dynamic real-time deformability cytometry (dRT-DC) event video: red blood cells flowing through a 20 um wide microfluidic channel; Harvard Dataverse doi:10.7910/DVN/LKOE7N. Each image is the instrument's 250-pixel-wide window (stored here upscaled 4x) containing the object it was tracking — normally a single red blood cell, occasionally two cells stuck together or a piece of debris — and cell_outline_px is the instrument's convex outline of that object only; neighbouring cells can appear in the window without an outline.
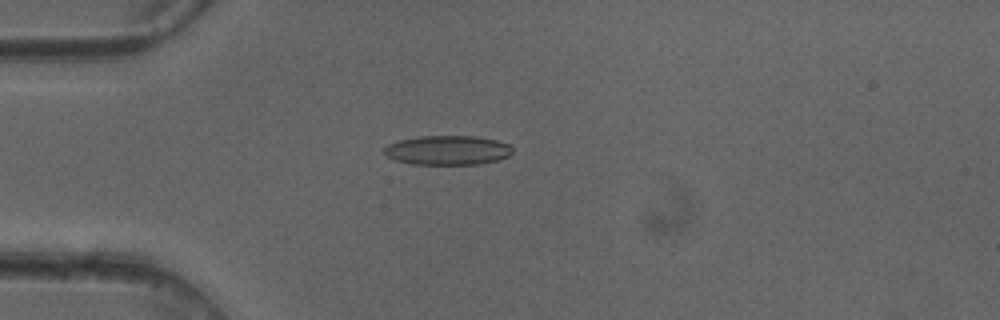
{"species": "common noctule bat (a hibernating species)", "species_latin": "Nyctalus noctula", "temperature_condition": "cold", "stored_images_in_passage": 51, "camera_frame_rate_fps": 3000, "um_per_image_px": 0.085, "animal": {"sex": "female"}, "frame": {"image": 1, "passage_image": 14, "time_ms": 4.333, "image_size_px": [1000, 320], "cell_outline_px": [[512, 152], [508, 156], [496, 160], [480, 164], [412, 164], [396, 160], [388, 156], [384, 152], [384, 148], [388, 144], [400, 140], [420, 136], [476, 136], [496, 140], [508, 144], [512, 148]], "centroid_in_image_um": [38.05, 12.76], "position_along_channel_um": 47.0, "area_um2": 21.79}}
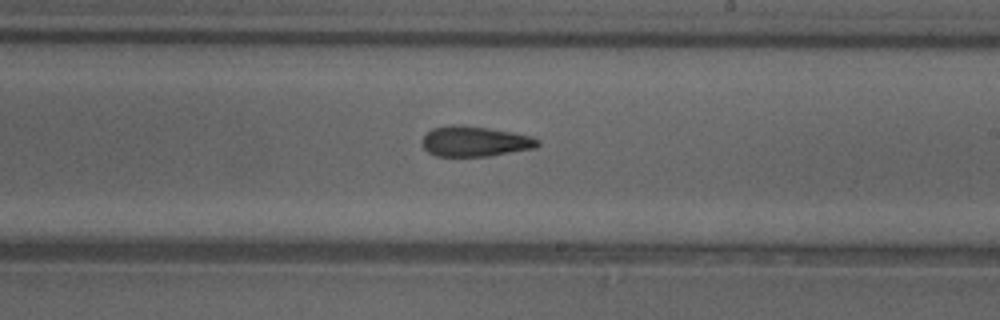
{"frame": {"image": 2, "passage_image": 30, "time_ms": 9.667, "image_size_px": [1000, 320], "cell_outline_px": [[540, 144], [536, 148], [488, 156], [436, 156], [428, 152], [424, 148], [420, 140], [432, 128], [452, 124], [464, 124], [512, 132], [532, 136], [540, 140]], "centroid_in_image_um": [40.36, 12.01], "position_along_channel_um": 248.6, "area_um2": 20.63}}
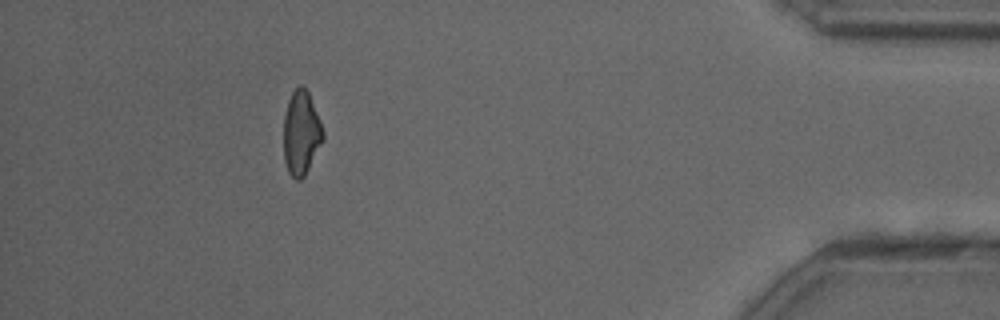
{"frame": {"image": 3, "passage_image": 46, "time_ms": 15.0, "image_size_px": [1000, 320], "cell_outline_px": [[324, 140], [304, 176], [300, 180], [296, 180], [288, 172], [284, 160], [284, 116], [288, 100], [292, 92], [300, 84], [304, 84], [308, 92], [320, 120], [324, 132]], "centroid_in_image_um": [25.6, 11.29], "position_along_channel_um": 409.6, "area_um2": 19.36}, "authors_computed_cell_mechanics": {"area_um2": 20.808, "velocity_mm_per_s": 4.0905, "shape_relaxation_time_tau1_ms": null, "shape_relaxation_time_tau2_ms": 3.7184, "deformation_change_tau1": null, "deformation_change_tau2": 0.1301}}